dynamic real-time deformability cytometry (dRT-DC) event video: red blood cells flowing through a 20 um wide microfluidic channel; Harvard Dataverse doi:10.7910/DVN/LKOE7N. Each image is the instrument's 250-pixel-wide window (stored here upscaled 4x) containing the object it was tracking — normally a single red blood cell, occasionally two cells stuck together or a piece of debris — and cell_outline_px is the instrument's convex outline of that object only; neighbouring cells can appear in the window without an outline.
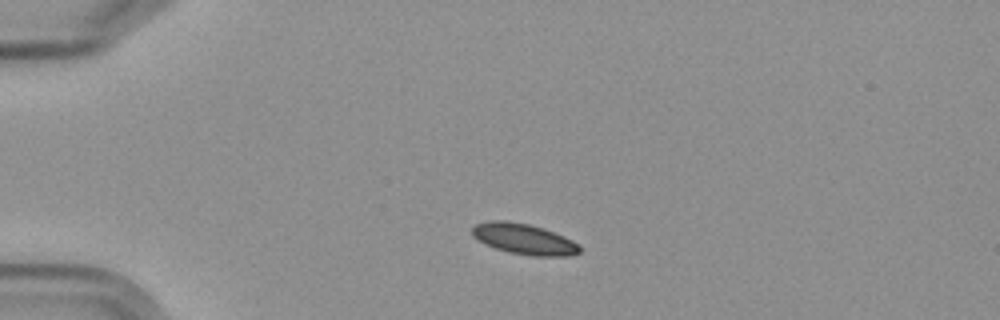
{"species": "Egyptian fruit bat (a non-hibernating species)", "species_latin": "Rousettus aegyptiacus", "temperature_condition": "cold", "stored_images_in_passage": 3, "camera_frame_rate_fps": 3000, "um_per_image_px": 0.085, "frame": {"image": 1, "passage_image": 2, "time_ms": 1.333, "image_size_px": [1000, 320], "cell_outline_px": [[580, 252], [572, 256], [532, 256], [508, 252], [484, 244], [476, 240], [472, 236], [472, 228], [476, 224], [488, 220], [504, 220], [528, 224], [544, 228], [564, 236], [580, 244]], "centroid_in_image_um": [44.53, 20.32], "position_along_channel_um": 40.5, "area_um2": 19.48}}